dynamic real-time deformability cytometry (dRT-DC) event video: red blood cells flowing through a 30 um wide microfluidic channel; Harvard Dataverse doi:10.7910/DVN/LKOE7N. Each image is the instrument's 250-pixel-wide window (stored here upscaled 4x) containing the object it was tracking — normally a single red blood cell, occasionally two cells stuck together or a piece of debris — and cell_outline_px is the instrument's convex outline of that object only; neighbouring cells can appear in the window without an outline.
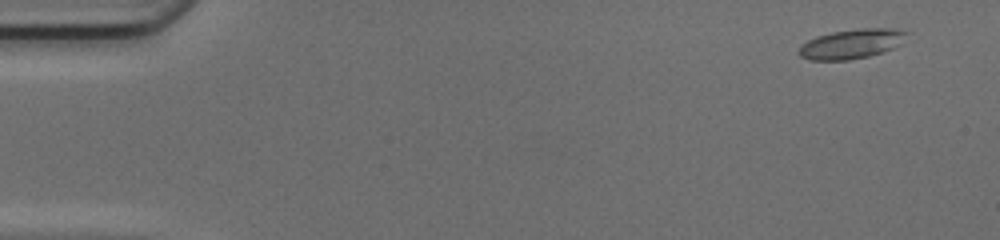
{"species": "common noctule bat (a hibernating species)", "species_latin": "Nyctalus noctula", "temperature_condition": "cold", "stored_images_in_passage": 50, "camera_frame_rate_fps": 3000, "um_per_image_px": 0.085, "animal": {"sex": "female", "body_mass_g": 17.0, "forearm_length_mm": 48.0}, "frame": {"image": 1, "passage_image": 3, "time_ms": 0.667, "image_size_px": [1000, 240], "cell_outline_px": [[912, 32], [904, 44], [868, 56], [848, 60], [808, 60], [800, 56], [796, 52], [800, 44], [816, 36], [832, 32], [860, 28], [896, 28]], "centroid_in_image_um": [72.43, 3.71], "position_along_channel_um": 12.6, "area_um2": 19.07}}
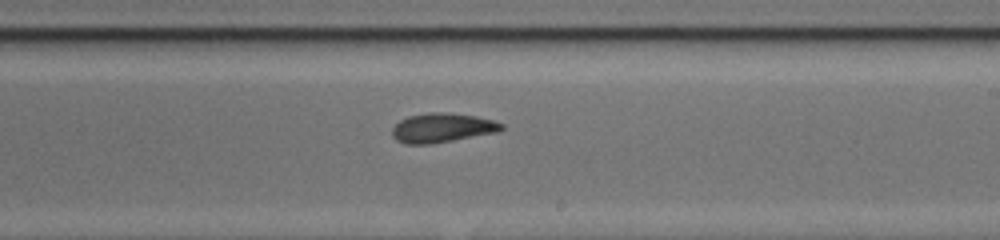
{"frame": {"image": 2, "passage_image": 30, "time_ms": 9.667, "image_size_px": [1000, 240], "cell_outline_px": [[504, 128], [496, 132], [432, 144], [404, 144], [396, 140], [392, 136], [392, 128], [400, 120], [408, 116], [428, 112], [444, 112], [476, 116], [492, 120], [504, 124]], "centroid_in_image_um": [37.55, 10.86], "position_along_channel_um": 251.5, "area_um2": 18.67}}
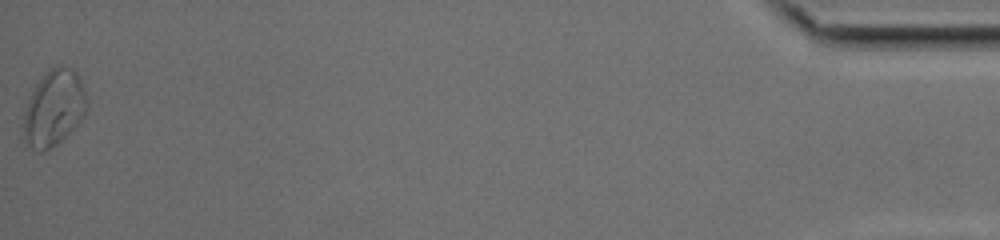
{"frame": {"image": 3, "passage_image": 50, "time_ms": 16.333, "image_size_px": [1000, 240], "cell_outline_px": [[84, 116], [56, 144], [44, 152], [36, 152], [28, 144], [24, 136], [24, 112], [28, 100], [36, 84], [48, 68], [56, 64], [60, 64], [72, 68], [76, 72], [80, 80], [84, 92]], "centroid_in_image_um": [4.54, 9.15], "position_along_channel_um": 430.7, "area_um2": 27.46}, "authors_computed_cell_mechanics": {"area_um2": 18.8428, "velocity_mm_per_s": 4.1838, "shape_relaxation_time_tau1_ms": 4.8275, "shape_relaxation_time_tau2_ms": 2.1096, "deformation_change_tau1": 0.114, "deformation_change_tau2": 0.0788}}